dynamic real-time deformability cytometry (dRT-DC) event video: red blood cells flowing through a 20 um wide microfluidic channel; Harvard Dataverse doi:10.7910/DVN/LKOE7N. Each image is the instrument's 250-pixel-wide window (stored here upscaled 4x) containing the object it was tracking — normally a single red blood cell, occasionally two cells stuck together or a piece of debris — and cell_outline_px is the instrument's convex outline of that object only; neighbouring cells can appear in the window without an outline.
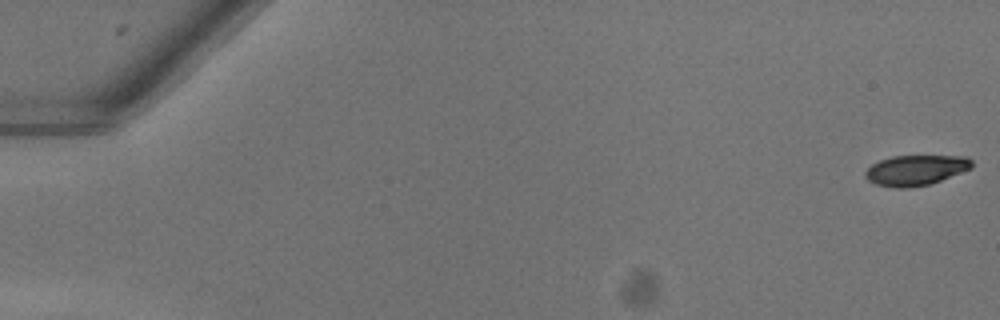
{"species": "common noctule bat (a hibernating species)", "species_latin": "Nyctalus noctula", "temperature_condition": "warm", "stored_images_in_passage": 19, "camera_frame_rate_fps": 3000, "um_per_image_px": 0.085, "animal": {"sex": "female"}, "frame": {"image": 1, "passage_image": 1, "time_ms": 0.0, "image_size_px": [1000, 320], "cell_outline_px": [[972, 168], [940, 180], [928, 184], [904, 188], [896, 188], [876, 184], [868, 180], [864, 176], [864, 172], [872, 164], [880, 160], [892, 156], [964, 156], [972, 160]], "centroid_in_image_um": [77.81, 14.46], "position_along_channel_um": 7.2, "area_um2": 18.61}}
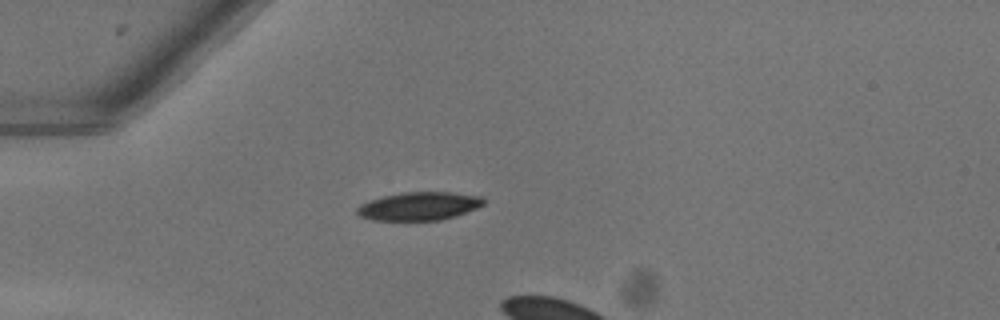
{"frame": {"image": 2, "passage_image": 16, "time_ms": 5.0, "image_size_px": [1000, 320], "cell_outline_px": [[484, 204], [476, 208], [440, 220], [372, 220], [360, 216], [356, 212], [356, 208], [360, 204], [368, 200], [384, 196], [404, 192], [452, 192], [480, 196], [484, 200]], "centroid_in_image_um": [35.57, 17.51], "position_along_channel_um": 49.4, "area_um2": 20.63}}